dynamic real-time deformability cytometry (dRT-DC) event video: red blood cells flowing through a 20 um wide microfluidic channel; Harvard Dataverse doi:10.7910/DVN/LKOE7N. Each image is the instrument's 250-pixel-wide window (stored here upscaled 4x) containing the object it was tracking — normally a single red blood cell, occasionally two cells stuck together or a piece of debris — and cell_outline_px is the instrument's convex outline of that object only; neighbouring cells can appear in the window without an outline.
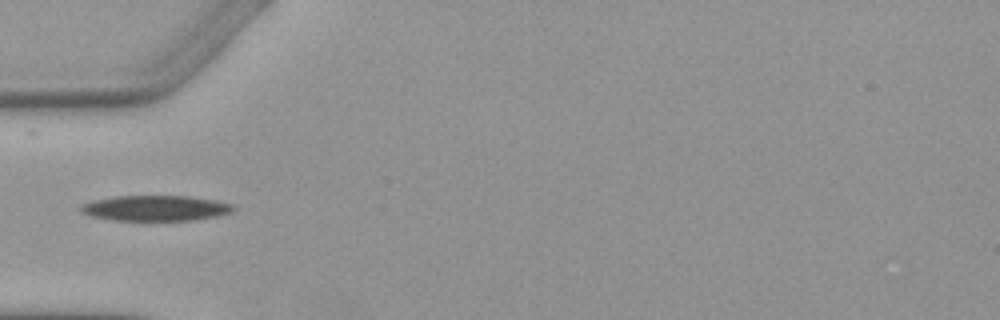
{"species": "Egyptian fruit bat (a non-hibernating species)", "species_latin": "Rousettus aegyptiacus", "temperature_condition": "warm", "stored_images_in_passage": 3, "camera_frame_rate_fps": 3000, "um_per_image_px": 0.085, "animal": {"sex": "female"}, "frame": {"image": 1, "passage_image": 3, "time_ms": 2.333, "image_size_px": [1000, 320], "cell_outline_px": [[236, 208], [232, 212], [216, 216], [192, 220], [112, 220], [88, 216], [80, 212], [80, 204], [92, 200], [116, 196], [188, 196], [216, 200], [232, 204]], "centroid_in_image_um": [13.17, 17.69], "position_along_channel_um": 71.8, "area_um2": 22.77}}